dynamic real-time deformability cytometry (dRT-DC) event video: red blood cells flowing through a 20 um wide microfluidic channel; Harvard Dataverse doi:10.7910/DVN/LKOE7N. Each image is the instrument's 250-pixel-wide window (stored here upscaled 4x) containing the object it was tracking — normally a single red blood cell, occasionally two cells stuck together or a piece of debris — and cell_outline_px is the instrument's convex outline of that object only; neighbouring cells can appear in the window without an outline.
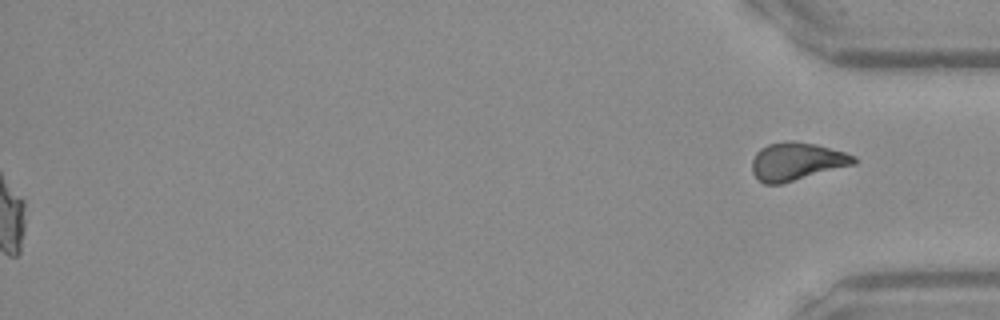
{"species": "Egyptian fruit bat (a non-hibernating species)", "species_latin": "Rousettus aegyptiacus", "temperature_condition": "warm", "stored_images_in_passage": 41, "segment_of_instrument_passage": [2, 2], "camera_frame_rate_fps": 3000, "um_per_image_px": 0.085, "frame": {"image": 1, "passage_image": 41, "time_ms": 13.333, "image_size_px": [1000, 320], "cell_outline_px": [[856, 164], [780, 184], [764, 184], [752, 172], [752, 160], [756, 152], [760, 148], [768, 144], [784, 140], [792, 140], [816, 144], [844, 152], [856, 156]], "centroid_in_image_um": [67.71, 13.71], "position_along_channel_um": 367.5, "area_um2": 22.54}}